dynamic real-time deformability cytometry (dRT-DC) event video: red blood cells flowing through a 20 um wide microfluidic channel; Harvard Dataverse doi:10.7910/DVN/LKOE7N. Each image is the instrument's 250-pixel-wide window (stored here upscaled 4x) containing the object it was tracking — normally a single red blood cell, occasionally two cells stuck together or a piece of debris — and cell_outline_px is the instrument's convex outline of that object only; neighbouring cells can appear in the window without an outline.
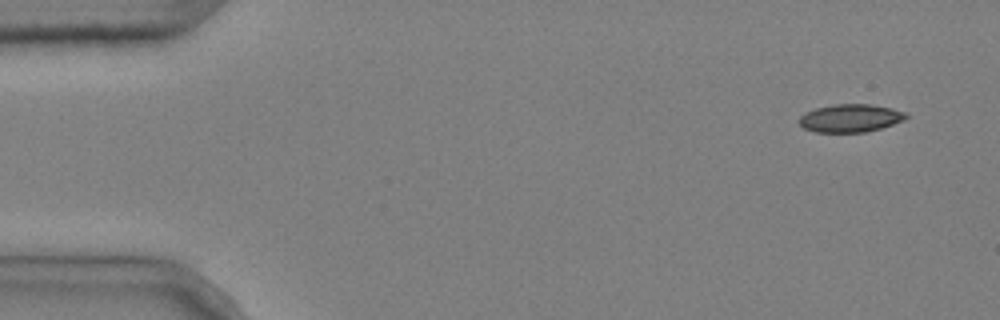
{"species": "common noctule bat (a hibernating species)", "species_latin": "Nyctalus noctula", "temperature_condition": "cold", "stored_images_in_passage": 8, "camera_frame_rate_fps": 3000, "um_per_image_px": 0.085, "animal": {"sex": "male", "body_mass_g": 20.4}, "frame": {"image": 1, "passage_image": 1, "time_ms": 0.0, "image_size_px": [1000, 320], "cell_outline_px": [[908, 116], [904, 120], [880, 128], [864, 132], [816, 132], [804, 128], [800, 124], [800, 116], [804, 112], [816, 108], [832, 104], [872, 104], [892, 108], [904, 112]], "centroid_in_image_um": [72.27, 10.03], "position_along_channel_um": 12.7, "area_um2": 17.34}}
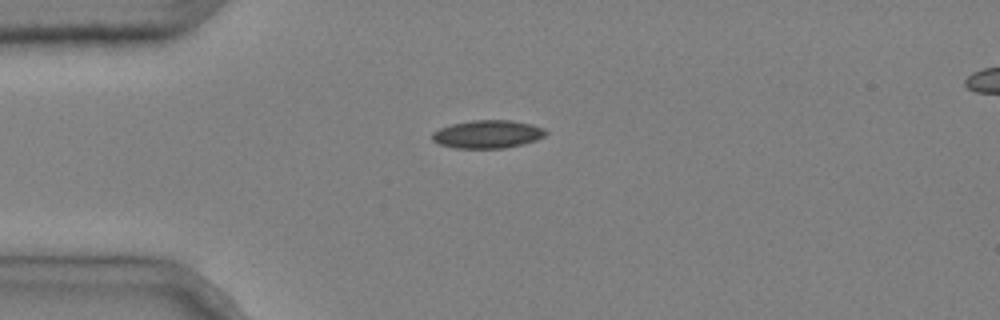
{"frame": {"image": 2, "passage_image": 4, "time_ms": 1.0, "image_size_px": [1000, 320], "cell_outline_px": [[548, 132], [544, 136], [536, 140], [524, 144], [504, 148], [456, 148], [440, 144], [432, 140], [432, 132], [440, 128], [452, 124], [472, 120], [512, 120], [532, 124], [544, 128]], "centroid_in_image_um": [41.47, 11.4], "position_along_channel_um": 43.5, "area_um2": 18.61}}